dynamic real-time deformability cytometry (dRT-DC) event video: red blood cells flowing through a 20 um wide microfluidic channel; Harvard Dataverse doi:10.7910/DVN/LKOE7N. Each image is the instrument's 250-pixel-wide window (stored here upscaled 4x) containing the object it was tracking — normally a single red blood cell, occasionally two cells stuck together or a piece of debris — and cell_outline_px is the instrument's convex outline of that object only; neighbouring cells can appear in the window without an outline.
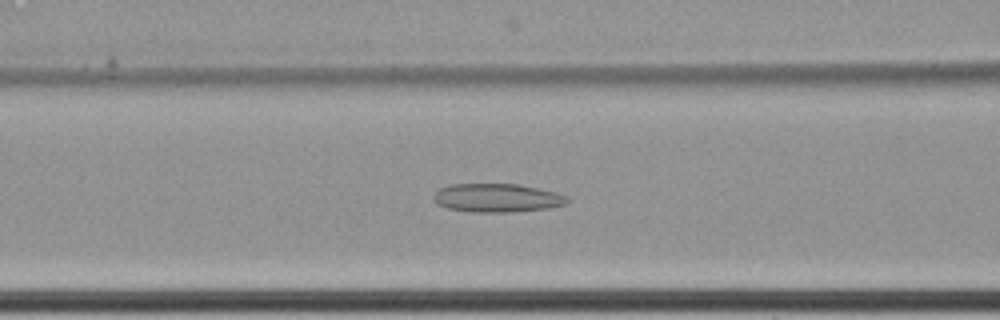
{"species": "common noctule bat (a hibernating species)", "species_latin": "Nyctalus noctula", "temperature_condition": "cold", "stored_images_in_passage": 65, "camera_frame_rate_fps": 3000, "um_per_image_px": 0.085, "animal": {"sex": "female", "body_mass_g": 22.7, "forearm_length_mm": 54.2}, "frame": {"image": 1, "passage_image": 31, "time_ms": 10.0, "image_size_px": [1000, 320], "cell_outline_px": [[572, 200], [568, 204], [548, 208], [508, 212], [472, 212], [448, 208], [436, 204], [432, 200], [432, 196], [440, 188], [452, 184], [516, 184], [540, 188], [556, 192], [568, 196]], "centroid_in_image_um": [42.28, 16.82], "position_along_channel_um": 124.3, "area_um2": 22.48}}
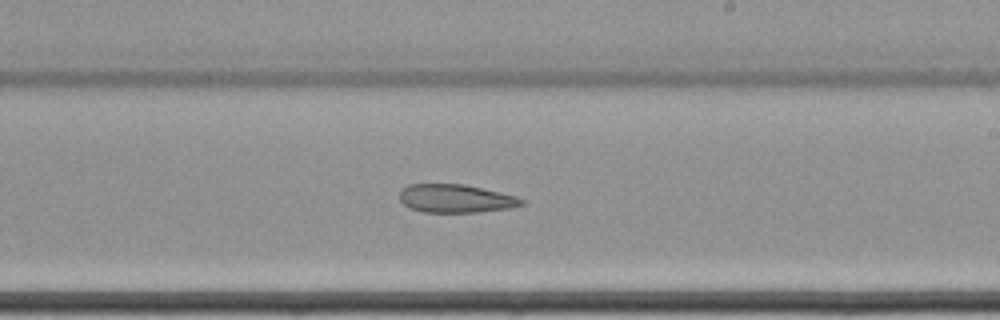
{"frame": {"image": 2, "passage_image": 42, "time_ms": 13.667, "image_size_px": [1000, 320], "cell_outline_px": [[524, 204], [512, 208], [480, 212], [424, 212], [408, 208], [400, 200], [400, 192], [408, 184], [464, 184], [500, 192], [516, 196], [524, 200]], "centroid_in_image_um": [38.75, 16.88], "position_along_channel_um": 250.3, "area_um2": 20.17}}
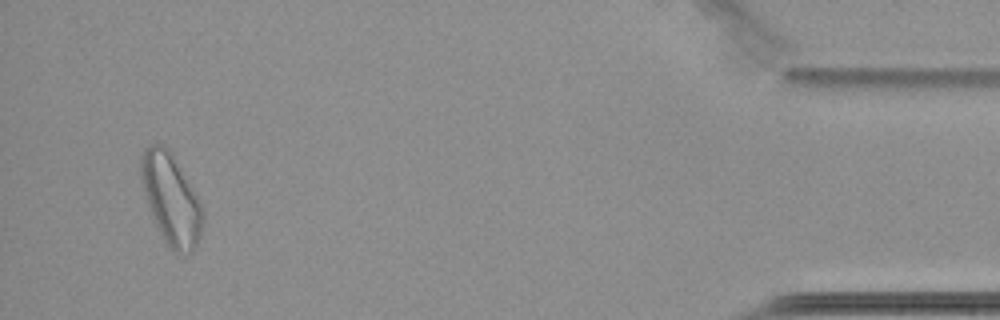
{"frame": {"image": 3, "passage_image": 63, "time_ms": 20.667, "image_size_px": [1000, 320], "cell_outline_px": [[204, 220], [200, 236], [192, 252], [184, 256], [180, 256], [168, 248], [160, 236], [144, 196], [140, 176], [140, 156], [144, 148], [148, 144], [164, 144], [172, 152], [196, 192], [204, 212]], "centroid_in_image_um": [14.53, 16.94], "position_along_channel_um": 420.7, "area_um2": 33.64}}